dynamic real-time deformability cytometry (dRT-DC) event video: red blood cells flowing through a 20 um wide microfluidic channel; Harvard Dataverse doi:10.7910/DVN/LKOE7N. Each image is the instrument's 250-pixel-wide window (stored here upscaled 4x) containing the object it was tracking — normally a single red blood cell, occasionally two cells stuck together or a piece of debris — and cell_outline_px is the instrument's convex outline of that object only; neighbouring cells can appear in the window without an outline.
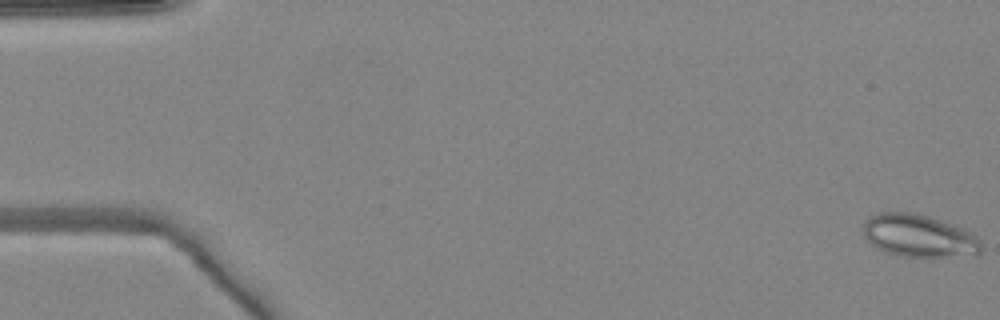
{"species": "common noctule bat (a hibernating species)", "species_latin": "Nyctalus noctula", "temperature_condition": "warm", "stored_images_in_passage": 51, "camera_frame_rate_fps": 3000, "um_per_image_px": 0.085, "animal": {"sex": "female", "body_mass_g": 24.6, "forearm_length_mm": 56.2}, "frame": {"image": 1, "passage_image": 1, "time_ms": 0.0, "image_size_px": [1000, 320], "cell_outline_px": [[980, 252], [976, 256], [900, 256], [884, 252], [876, 248], [864, 236], [860, 228], [872, 216], [880, 212], [916, 212], [964, 228], [972, 232], [980, 240]], "centroid_in_image_um": [78.1, 20.04], "position_along_channel_um": 6.9, "area_um2": 29.42}}
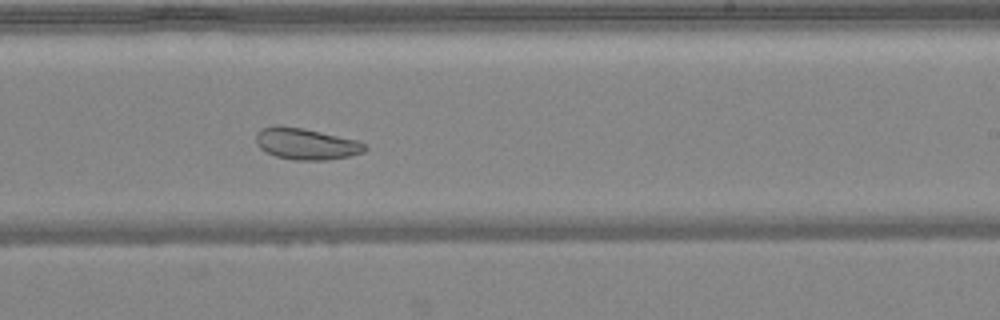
{"frame": {"image": 2, "passage_image": 31, "time_ms": 10.0, "image_size_px": [1000, 320], "cell_outline_px": [[368, 148], [364, 152], [348, 156], [328, 160], [292, 160], [276, 156], [264, 152], [256, 144], [256, 132], [260, 128], [304, 128], [356, 140], [368, 144]], "centroid_in_image_um": [26.05, 12.26], "position_along_channel_um": 262.9, "area_um2": 19.65}}
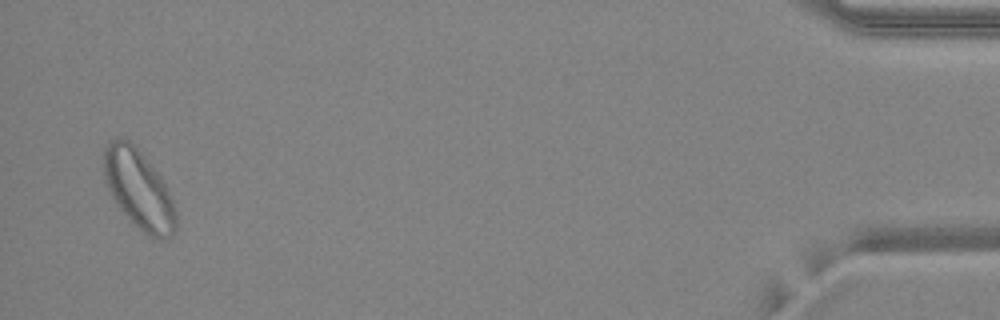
{"frame": {"image": 3, "passage_image": 49, "time_ms": 16.0, "image_size_px": [1000, 320], "cell_outline_px": [[176, 232], [172, 236], [164, 240], [160, 240], [148, 236], [120, 208], [112, 196], [104, 180], [104, 148], [116, 136], [120, 136], [128, 140], [140, 152], [160, 176], [172, 200], [176, 212]], "centroid_in_image_um": [11.8, 16.1], "position_along_channel_um": 423.4, "area_um2": 32.71}}